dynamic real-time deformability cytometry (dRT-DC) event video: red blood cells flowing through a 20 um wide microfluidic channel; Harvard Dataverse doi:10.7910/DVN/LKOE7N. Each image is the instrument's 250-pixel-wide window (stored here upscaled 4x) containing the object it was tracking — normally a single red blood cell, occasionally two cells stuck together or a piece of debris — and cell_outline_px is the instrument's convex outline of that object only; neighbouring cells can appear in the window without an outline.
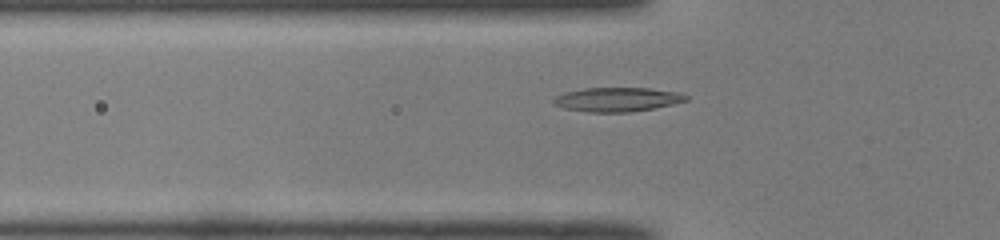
{"species": "common noctule bat (a hibernating species)", "species_latin": "Nyctalus noctula", "temperature_condition": "room temperature", "stored_images_in_passage": 38, "segment_of_instrument_passage": [1, 2], "camera_frame_rate_fps": 3000, "um_per_image_px": 0.085, "animal": {"sex": "male", "body_mass_g": 19.0, "forearm_length_mm": 50.8}, "frame": {"image": 1, "passage_image": 4, "time_ms": 1.0, "image_size_px": [1000, 240], "cell_outline_px": [[688, 100], [672, 104], [652, 108], [628, 112], [588, 112], [564, 108], [552, 104], [552, 100], [556, 96], [564, 92], [584, 88], [648, 88], [680, 92], [688, 96]], "centroid_in_image_um": [52.44, 8.45], "position_along_channel_um": 73.4, "area_um2": 18.61}}
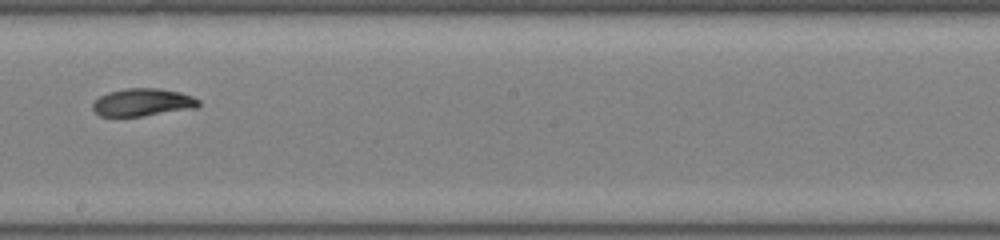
{"frame": {"image": 2, "passage_image": 16, "time_ms": 5.0, "image_size_px": [1000, 240], "cell_outline_px": [[200, 104], [196, 108], [140, 116], [100, 116], [92, 108], [92, 104], [100, 96], [108, 92], [124, 88], [160, 88], [180, 92], [192, 96], [200, 100]], "centroid_in_image_um": [12.14, 8.69], "position_along_channel_um": 236.1, "area_um2": 17.05}}
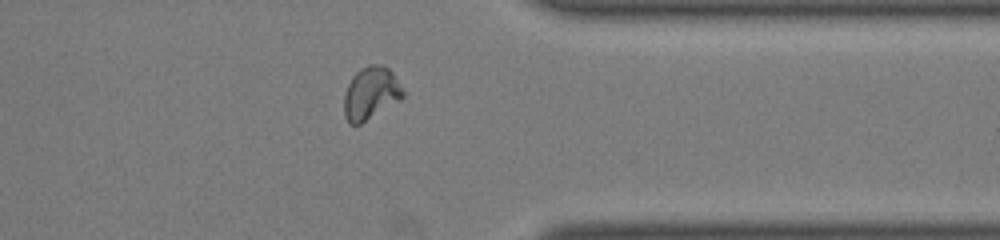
{"frame": {"image": 3, "passage_image": 27, "time_ms": 8.667, "image_size_px": [1000, 240], "cell_outline_px": [[404, 96], [400, 100], [360, 124], [348, 124], [344, 116], [344, 92], [352, 76], [360, 68], [368, 64], [380, 64], [388, 68], [392, 72], [404, 88]], "centroid_in_image_um": [31.51, 7.91], "position_along_channel_um": 379.9, "area_um2": 18.26}}